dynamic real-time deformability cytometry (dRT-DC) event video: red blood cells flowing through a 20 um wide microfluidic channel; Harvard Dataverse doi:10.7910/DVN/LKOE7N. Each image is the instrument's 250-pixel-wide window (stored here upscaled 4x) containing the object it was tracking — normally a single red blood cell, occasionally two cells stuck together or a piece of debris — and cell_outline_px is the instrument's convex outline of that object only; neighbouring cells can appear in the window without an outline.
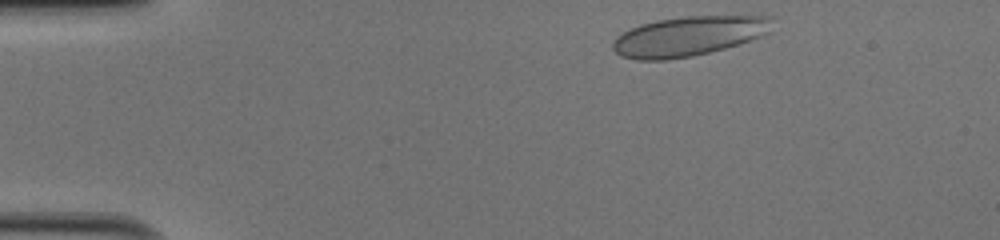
{"species": "human", "species_latin": "Homo sapiens", "temperature_condition": "cold", "stored_images_in_passage": 34, "camera_frame_rate_fps": 3000, "um_per_image_px": 0.085, "donor": {"sex": "male"}, "frame": {"image": 1, "passage_image": 1, "time_ms": 0.0, "image_size_px": [1000, 240], "cell_outline_px": [[772, 32], [724, 48], [692, 56], [664, 60], [640, 60], [620, 56], [612, 48], [612, 44], [616, 36], [640, 24], [656, 20], [684, 16], [772, 16]], "centroid_in_image_um": [58.52, 3.07], "position_along_channel_um": 26.5, "area_um2": 36.7}}
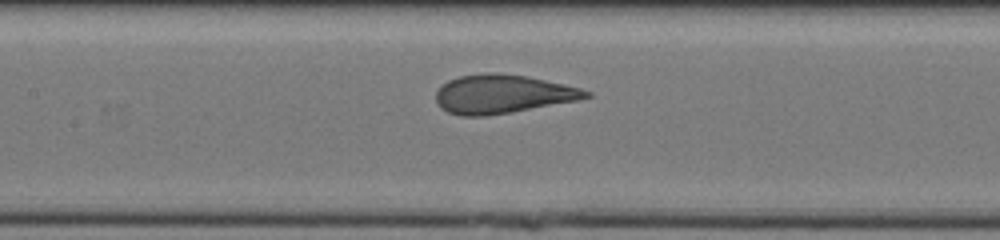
{"frame": {"image": 2, "passage_image": 17, "time_ms": 5.333, "image_size_px": [1000, 240], "cell_outline_px": [[592, 96], [580, 100], [512, 112], [484, 116], [460, 116], [448, 112], [440, 108], [436, 100], [436, 92], [448, 80], [460, 76], [484, 72], [500, 72], [524, 76], [564, 84], [580, 88], [592, 92]], "centroid_in_image_um": [42.72, 8.0], "position_along_channel_um": 164.7, "area_um2": 33.93}}
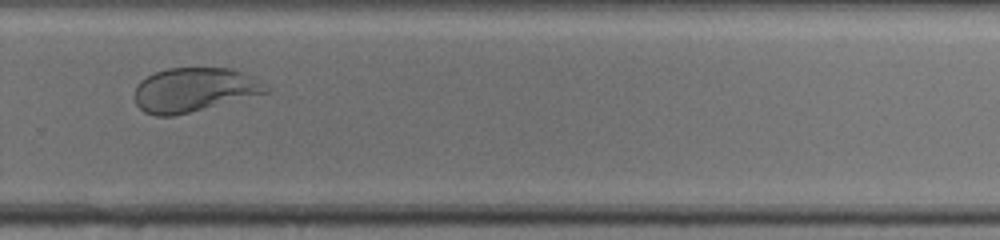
{"frame": {"image": 3, "passage_image": 28, "time_ms": 9.0, "image_size_px": [1000, 240], "cell_outline_px": [[268, 92], [172, 116], [156, 116], [144, 112], [136, 104], [132, 96], [140, 80], [156, 72], [168, 68], [228, 68], [240, 72], [268, 88]], "centroid_in_image_um": [16.36, 7.64], "position_along_channel_um": 313.4, "area_um2": 32.89}, "authors_computed_cell_mechanics": {"area_um2": 34.0442, "velocity_mm_per_s": 4.0685, "shape_relaxation_time_tau1_ms": 5.3767, "shape_relaxation_time_tau2_ms": null, "deformation_change_tau1": 0.1939, "deformation_change_tau2": null}}